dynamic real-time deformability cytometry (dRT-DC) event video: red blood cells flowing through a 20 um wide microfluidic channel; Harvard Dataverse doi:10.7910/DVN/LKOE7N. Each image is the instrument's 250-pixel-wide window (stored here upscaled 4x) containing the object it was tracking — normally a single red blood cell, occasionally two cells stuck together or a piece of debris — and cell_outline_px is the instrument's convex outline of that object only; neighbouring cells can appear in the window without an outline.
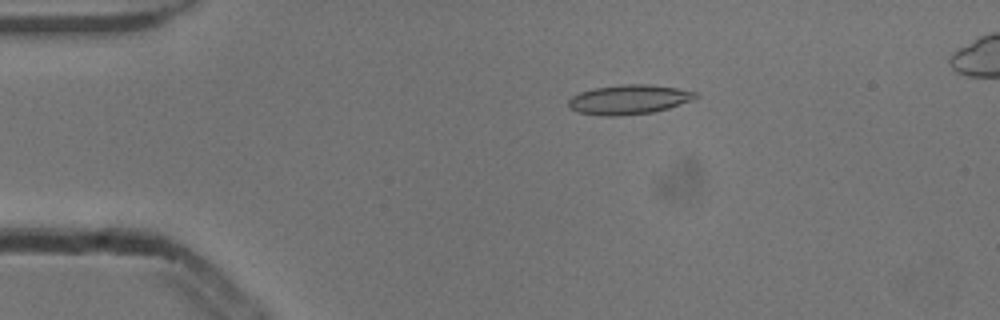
{"species": "common noctule bat (a hibernating species)", "species_latin": "Nyctalus noctula", "temperature_condition": "cold", "stored_images_in_passage": 13, "camera_frame_rate_fps": 3000, "um_per_image_px": 0.085, "animal": {"sex": "male", "body_mass_g": 13.3}, "frame": {"image": 1, "passage_image": 10, "time_ms": 3.0, "image_size_px": [1000, 320], "cell_outline_px": [[700, 96], [692, 100], [668, 108], [652, 112], [616, 116], [604, 116], [576, 112], [568, 104], [568, 100], [572, 96], [580, 92], [592, 88], [624, 84], [648, 84], [676, 88], [696, 92]], "centroid_in_image_um": [53.44, 8.45], "position_along_channel_um": 31.6, "area_um2": 21.79}}